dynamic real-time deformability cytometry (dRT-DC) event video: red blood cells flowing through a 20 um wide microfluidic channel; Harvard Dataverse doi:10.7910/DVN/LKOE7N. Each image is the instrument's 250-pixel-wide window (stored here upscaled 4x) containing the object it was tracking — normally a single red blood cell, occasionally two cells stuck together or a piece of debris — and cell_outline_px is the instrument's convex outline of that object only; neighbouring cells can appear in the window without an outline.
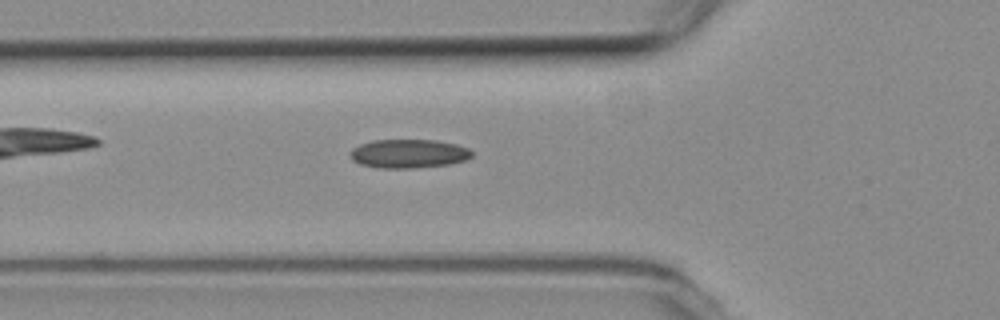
{"species": "common noctule bat (a hibernating species)", "species_latin": "Nyctalus noctula", "temperature_condition": "room temperature", "stored_images_in_passage": 49, "camera_frame_rate_fps": 3000, "um_per_image_px": 0.085, "animal": {"sex": "female", "body_mass_g": 19.3, "forearm_length_mm": 54.1}, "frame": {"image": 1, "passage_image": 18, "time_ms": 5.667, "image_size_px": [1000, 320], "cell_outline_px": [[472, 156], [464, 160], [448, 164], [416, 168], [380, 168], [360, 164], [352, 160], [348, 156], [348, 152], [352, 148], [360, 144], [372, 140], [436, 140], [456, 144], [468, 148], [472, 152]], "centroid_in_image_um": [34.68, 13.06], "position_along_channel_um": 91.1, "area_um2": 20.52}}
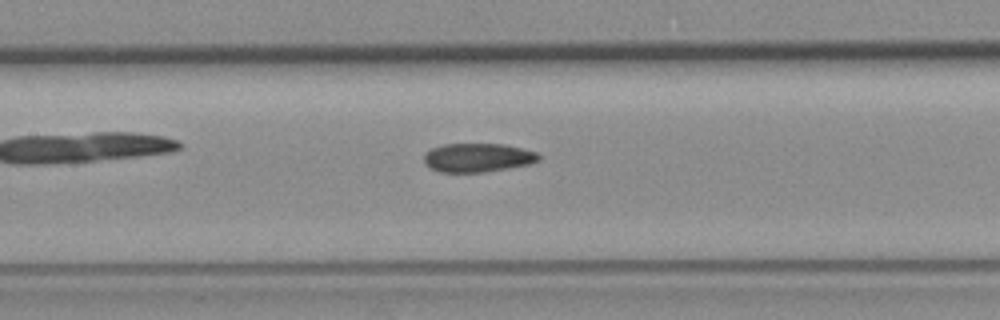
{"frame": {"image": 2, "passage_image": 24, "time_ms": 7.667, "image_size_px": [1000, 320], "cell_outline_px": [[540, 160], [528, 164], [508, 168], [484, 172], [440, 172], [424, 164], [424, 156], [432, 148], [444, 144], [504, 144], [536, 152], [540, 156]], "centroid_in_image_um": [40.6, 13.4], "position_along_channel_um": 166.8, "area_um2": 19.07}}
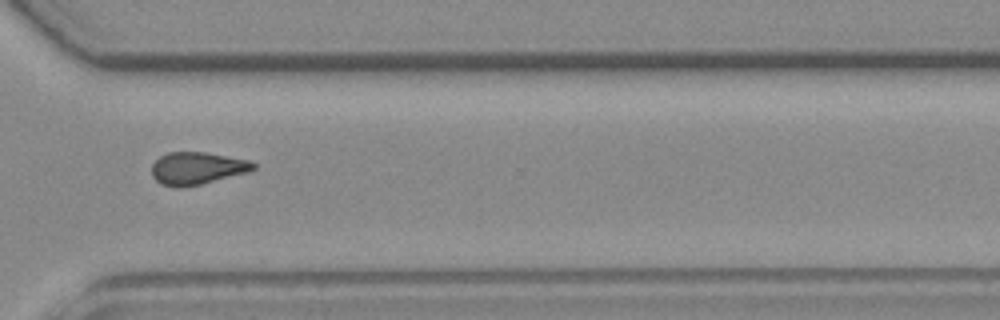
{"frame": {"image": 3, "passage_image": 39, "time_ms": 12.667, "image_size_px": [1000, 320], "cell_outline_px": [[256, 168], [248, 172], [200, 184], [180, 188], [176, 188], [160, 184], [152, 176], [152, 164], [160, 156], [168, 152], [204, 152], [248, 160], [256, 164]], "centroid_in_image_um": [16.72, 14.31], "position_along_channel_um": 353.9, "area_um2": 19.13}}